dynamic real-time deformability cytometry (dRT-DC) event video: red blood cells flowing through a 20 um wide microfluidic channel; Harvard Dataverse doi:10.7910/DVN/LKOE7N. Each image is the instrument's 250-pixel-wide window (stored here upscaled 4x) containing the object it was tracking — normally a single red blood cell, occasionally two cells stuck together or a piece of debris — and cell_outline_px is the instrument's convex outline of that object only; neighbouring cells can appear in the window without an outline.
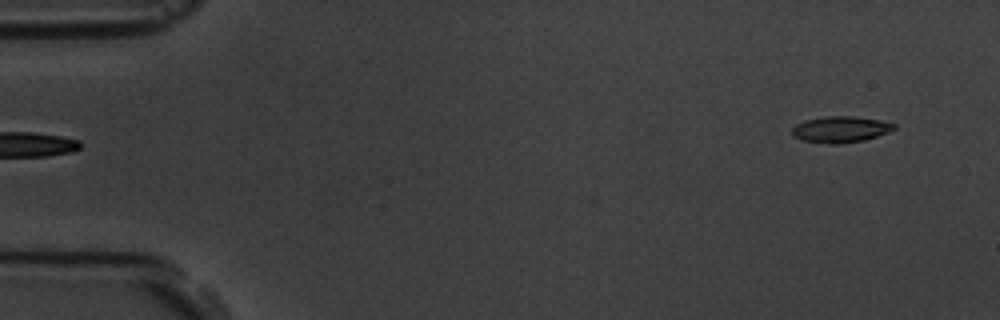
{"species": "common noctule bat (a hibernating species)", "species_latin": "Nyctalus noctula", "temperature_condition": "room temperature", "stored_images_in_passage": 5, "segment_of_instrument_passage": [2, 2], "camera_frame_rate_fps": 3000, "um_per_image_px": 0.085, "animal": {"sex": "male", "body_mass_g": 19.5, "forearm_length_mm": 54.6}, "frame": {"image": 1, "passage_image": 5, "time_ms": 5.333, "image_size_px": [1000, 320], "cell_outline_px": [[896, 128], [888, 132], [864, 140], [840, 144], [828, 144], [804, 140], [792, 136], [792, 128], [796, 124], [804, 120], [824, 116], [856, 116], [880, 120], [896, 124]], "centroid_in_image_um": [71.43, 10.99], "position_along_channel_um": 13.6, "area_um2": 15.66}}